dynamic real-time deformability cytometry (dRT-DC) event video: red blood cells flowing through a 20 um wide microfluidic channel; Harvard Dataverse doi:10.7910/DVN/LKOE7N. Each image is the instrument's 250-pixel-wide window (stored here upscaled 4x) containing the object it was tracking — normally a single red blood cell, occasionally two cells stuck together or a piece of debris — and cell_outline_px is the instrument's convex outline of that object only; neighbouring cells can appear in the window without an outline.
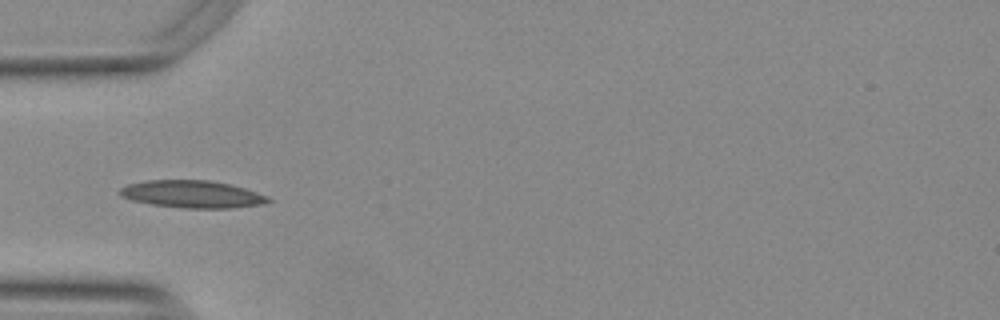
{"species": "Egyptian fruit bat (a non-hibernating species)", "species_latin": "Rousettus aegyptiacus", "temperature_condition": "warm", "stored_images_in_passage": 11, "camera_frame_rate_fps": 3000, "um_per_image_px": 0.085, "animal": {"sex": "female"}, "frame": {"image": 1, "passage_image": 4, "time_ms": 1.0, "image_size_px": [1000, 320], "cell_outline_px": [[272, 200], [264, 204], [232, 208], [180, 208], [152, 204], [132, 200], [120, 196], [116, 192], [120, 188], [128, 184], [144, 180], [208, 180], [228, 184], [244, 188], [268, 196]], "centroid_in_image_um": [16.3, 16.51], "position_along_channel_um": 68.7, "area_um2": 23.76}}